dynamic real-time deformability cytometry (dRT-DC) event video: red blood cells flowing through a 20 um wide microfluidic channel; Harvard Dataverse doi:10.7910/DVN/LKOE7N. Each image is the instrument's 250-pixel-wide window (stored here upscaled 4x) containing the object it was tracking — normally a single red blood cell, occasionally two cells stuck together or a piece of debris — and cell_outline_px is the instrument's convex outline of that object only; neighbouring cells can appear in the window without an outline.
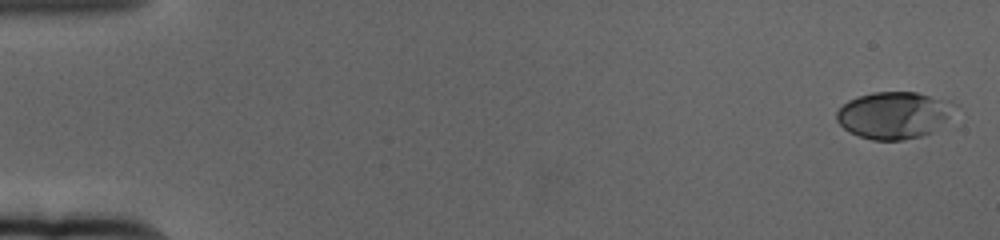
{"species": "human", "species_latin": "Homo sapiens", "temperature_condition": "cold", "stored_images_in_passage": 60, "camera_frame_rate_fps": 3000, "um_per_image_px": 0.085, "donor": {"sex": "female"}, "frame": {"image": 1, "passage_image": 1, "time_ms": 0.0, "image_size_px": [1000, 240], "cell_outline_px": [[956, 104], [948, 116], [932, 132], [924, 136], [904, 140], [872, 140], [848, 132], [836, 120], [836, 112], [848, 100], [872, 92], [916, 92], [948, 100]], "centroid_in_image_um": [75.95, 9.79], "position_along_channel_um": 9.1, "area_um2": 32.08}}
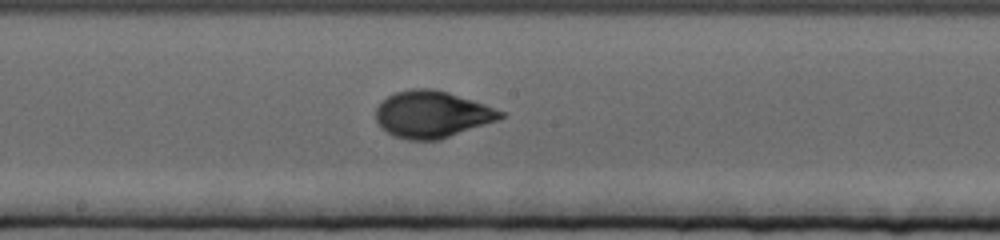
{"frame": {"image": 2, "passage_image": 33, "time_ms": 10.667, "image_size_px": [1000, 240], "cell_outline_px": [[504, 116], [496, 120], [440, 140], [408, 140], [396, 136], [388, 132], [376, 120], [376, 108], [388, 96], [396, 92], [412, 88], [432, 88], [448, 92], [484, 104], [504, 112]], "centroid_in_image_um": [36.71, 9.71], "position_along_channel_um": 211.5, "area_um2": 33.52}}
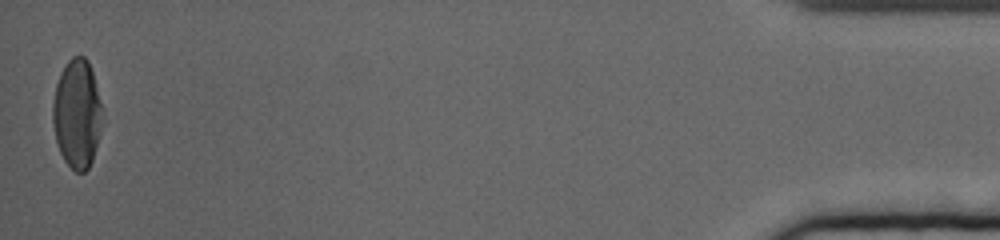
{"frame": {"image": 3, "passage_image": 60, "time_ms": 19.667, "image_size_px": [1000, 240], "cell_outline_px": [[104, 120], [92, 160], [88, 168], [84, 172], [76, 172], [64, 160], [60, 152], [56, 140], [52, 120], [52, 104], [56, 84], [60, 72], [68, 60], [72, 56], [84, 56], [88, 60], [104, 108]], "centroid_in_image_um": [6.57, 9.65], "position_along_channel_um": 428.6, "area_um2": 31.91}, "authors_computed_cell_mechanics": {"area_um2": 31.9056, "velocity_mm_per_s": 3.3533, "shape_relaxation_time_tau1_ms": 4.173, "shape_relaxation_time_tau2_ms": null, "deformation_change_tau1": 0.1821, "deformation_change_tau2": null}}